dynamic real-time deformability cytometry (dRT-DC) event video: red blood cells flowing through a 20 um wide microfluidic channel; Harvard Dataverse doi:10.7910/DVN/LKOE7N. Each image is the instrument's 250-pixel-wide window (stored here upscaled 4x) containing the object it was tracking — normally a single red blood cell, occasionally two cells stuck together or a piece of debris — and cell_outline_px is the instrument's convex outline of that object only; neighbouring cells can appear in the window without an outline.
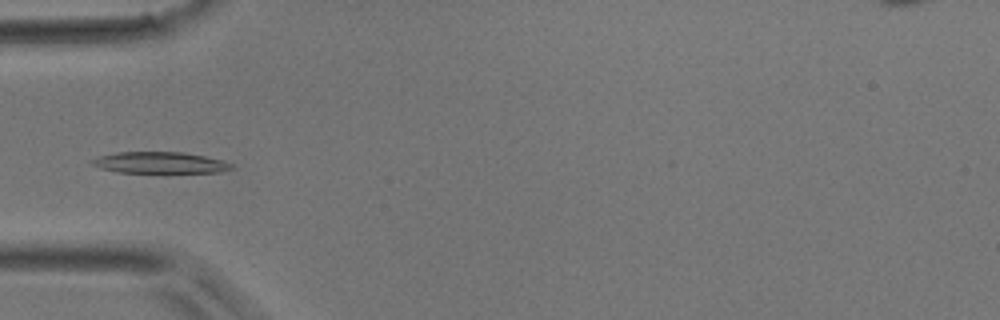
{"species": "common noctule bat (a hibernating species)", "species_latin": "Nyctalus noctula", "temperature_condition": "room temperature", "stored_images_in_passage": 43, "camera_frame_rate_fps": 3000, "um_per_image_px": 0.085, "animal": {"sex": "male", "body_mass_g": 17.9}, "frame": {"image": 1, "passage_image": 13, "time_ms": 4.0, "image_size_px": [1000, 320], "cell_outline_px": [[236, 168], [220, 172], [116, 172], [100, 168], [92, 164], [88, 160], [100, 156], [116, 152], [184, 152], [204, 156], [220, 160], [232, 164]], "centroid_in_image_um": [13.57, 13.82], "position_along_channel_um": 71.4, "area_um2": 17.28}}